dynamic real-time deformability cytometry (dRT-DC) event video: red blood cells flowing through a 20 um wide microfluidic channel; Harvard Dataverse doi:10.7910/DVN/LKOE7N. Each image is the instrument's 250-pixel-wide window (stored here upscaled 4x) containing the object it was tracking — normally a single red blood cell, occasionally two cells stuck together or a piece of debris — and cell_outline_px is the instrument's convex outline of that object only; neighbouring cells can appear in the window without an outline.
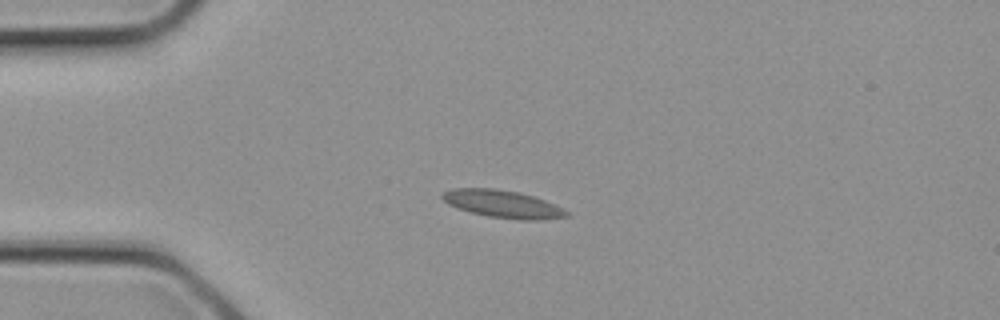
{"species": "common noctule bat (a hibernating species)", "species_latin": "Nyctalus noctula", "temperature_condition": "cold", "stored_images_in_passage": 1, "camera_frame_rate_fps": 3000, "um_per_image_px": 0.085, "animal": {"sex": "female", "body_mass_g": 21.9}, "frame": {"image": 1, "passage_image": 1, "time_ms": 0.0, "image_size_px": [1000, 320], "cell_outline_px": [[568, 216], [540, 220], [520, 220], [488, 216], [456, 208], [448, 204], [440, 196], [444, 192], [452, 188], [496, 188], [520, 192], [544, 200], [568, 212]], "centroid_in_image_um": [42.68, 17.33], "position_along_channel_um": 42.3, "area_um2": 19.77}}